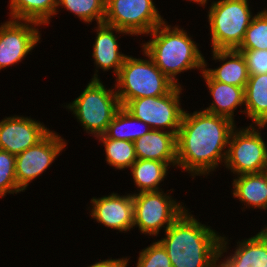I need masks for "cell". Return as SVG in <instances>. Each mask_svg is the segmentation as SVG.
Masks as SVG:
<instances>
[{"label":"cell","instance_id":"obj_1","mask_svg":"<svg viewBox=\"0 0 267 267\" xmlns=\"http://www.w3.org/2000/svg\"><path fill=\"white\" fill-rule=\"evenodd\" d=\"M236 127L231 119L204 110L184 111L176 135L177 167L196 176H208L225 163L228 142ZM194 176V177H193Z\"/></svg>","mask_w":267,"mask_h":267},{"label":"cell","instance_id":"obj_2","mask_svg":"<svg viewBox=\"0 0 267 267\" xmlns=\"http://www.w3.org/2000/svg\"><path fill=\"white\" fill-rule=\"evenodd\" d=\"M185 210L158 240L165 248L172 267H218L228 252L226 236L218 235L211 226L200 223Z\"/></svg>","mask_w":267,"mask_h":267},{"label":"cell","instance_id":"obj_3","mask_svg":"<svg viewBox=\"0 0 267 267\" xmlns=\"http://www.w3.org/2000/svg\"><path fill=\"white\" fill-rule=\"evenodd\" d=\"M147 35L153 39L142 43V49L175 85L181 86L178 74L193 69L203 71L204 56L184 28L165 21Z\"/></svg>","mask_w":267,"mask_h":267},{"label":"cell","instance_id":"obj_4","mask_svg":"<svg viewBox=\"0 0 267 267\" xmlns=\"http://www.w3.org/2000/svg\"><path fill=\"white\" fill-rule=\"evenodd\" d=\"M142 51L148 59L127 55L115 79L114 86L122 107L133 99L163 96L175 86L150 56Z\"/></svg>","mask_w":267,"mask_h":267},{"label":"cell","instance_id":"obj_5","mask_svg":"<svg viewBox=\"0 0 267 267\" xmlns=\"http://www.w3.org/2000/svg\"><path fill=\"white\" fill-rule=\"evenodd\" d=\"M90 81L84 91L66 107L73 112L86 133L97 137L106 132L122 106L114 87L106 88L101 80Z\"/></svg>","mask_w":267,"mask_h":267},{"label":"cell","instance_id":"obj_6","mask_svg":"<svg viewBox=\"0 0 267 267\" xmlns=\"http://www.w3.org/2000/svg\"><path fill=\"white\" fill-rule=\"evenodd\" d=\"M207 16L211 50L238 49L254 17L248 0L213 1Z\"/></svg>","mask_w":267,"mask_h":267},{"label":"cell","instance_id":"obj_7","mask_svg":"<svg viewBox=\"0 0 267 267\" xmlns=\"http://www.w3.org/2000/svg\"><path fill=\"white\" fill-rule=\"evenodd\" d=\"M266 125H252L232 130L223 166L239 176L267 170V142L261 136ZM260 129V130H259Z\"/></svg>","mask_w":267,"mask_h":267},{"label":"cell","instance_id":"obj_8","mask_svg":"<svg viewBox=\"0 0 267 267\" xmlns=\"http://www.w3.org/2000/svg\"><path fill=\"white\" fill-rule=\"evenodd\" d=\"M170 195L162 190L133 193V227L148 236H157L162 227L165 231L186 210Z\"/></svg>","mask_w":267,"mask_h":267},{"label":"cell","instance_id":"obj_9","mask_svg":"<svg viewBox=\"0 0 267 267\" xmlns=\"http://www.w3.org/2000/svg\"><path fill=\"white\" fill-rule=\"evenodd\" d=\"M182 86L175 85L167 94L158 97H142L130 100L124 108L151 129L177 134L184 114L180 94Z\"/></svg>","mask_w":267,"mask_h":267},{"label":"cell","instance_id":"obj_10","mask_svg":"<svg viewBox=\"0 0 267 267\" xmlns=\"http://www.w3.org/2000/svg\"><path fill=\"white\" fill-rule=\"evenodd\" d=\"M153 0H106L104 23L130 35H147L165 22Z\"/></svg>","mask_w":267,"mask_h":267},{"label":"cell","instance_id":"obj_11","mask_svg":"<svg viewBox=\"0 0 267 267\" xmlns=\"http://www.w3.org/2000/svg\"><path fill=\"white\" fill-rule=\"evenodd\" d=\"M66 145L64 138L51 130L37 144L17 154L15 172L18 187L25 192L35 178L46 172Z\"/></svg>","mask_w":267,"mask_h":267},{"label":"cell","instance_id":"obj_12","mask_svg":"<svg viewBox=\"0 0 267 267\" xmlns=\"http://www.w3.org/2000/svg\"><path fill=\"white\" fill-rule=\"evenodd\" d=\"M0 25V71L22 60L40 43V24L9 18Z\"/></svg>","mask_w":267,"mask_h":267},{"label":"cell","instance_id":"obj_13","mask_svg":"<svg viewBox=\"0 0 267 267\" xmlns=\"http://www.w3.org/2000/svg\"><path fill=\"white\" fill-rule=\"evenodd\" d=\"M51 130L38 120L9 116L0 121V149L17 155L41 141Z\"/></svg>","mask_w":267,"mask_h":267},{"label":"cell","instance_id":"obj_14","mask_svg":"<svg viewBox=\"0 0 267 267\" xmlns=\"http://www.w3.org/2000/svg\"><path fill=\"white\" fill-rule=\"evenodd\" d=\"M89 207L90 217L107 228L128 232L134 225L133 194L119 195L111 193L102 197H93Z\"/></svg>","mask_w":267,"mask_h":267},{"label":"cell","instance_id":"obj_15","mask_svg":"<svg viewBox=\"0 0 267 267\" xmlns=\"http://www.w3.org/2000/svg\"><path fill=\"white\" fill-rule=\"evenodd\" d=\"M95 32L97 34L94 44H93V52L92 57L94 59L95 64V73L92 76V80H100L98 77L97 69H102L103 71H108L109 69L113 71L115 77L118 76L120 68L124 64L126 54L120 52V45L118 44V37L120 34L122 35H130L126 31L118 29L116 27L107 25L105 23L97 24L95 27ZM119 34V36L115 34Z\"/></svg>","mask_w":267,"mask_h":267},{"label":"cell","instance_id":"obj_16","mask_svg":"<svg viewBox=\"0 0 267 267\" xmlns=\"http://www.w3.org/2000/svg\"><path fill=\"white\" fill-rule=\"evenodd\" d=\"M176 135L168 130L151 129L134 141L137 159L157 160L177 167Z\"/></svg>","mask_w":267,"mask_h":267},{"label":"cell","instance_id":"obj_17","mask_svg":"<svg viewBox=\"0 0 267 267\" xmlns=\"http://www.w3.org/2000/svg\"><path fill=\"white\" fill-rule=\"evenodd\" d=\"M212 58L220 63L218 68H207V62L204 57L203 70L215 81L245 87L249 79L247 65L240 51L230 50H212Z\"/></svg>","mask_w":267,"mask_h":267},{"label":"cell","instance_id":"obj_18","mask_svg":"<svg viewBox=\"0 0 267 267\" xmlns=\"http://www.w3.org/2000/svg\"><path fill=\"white\" fill-rule=\"evenodd\" d=\"M203 80L209 89L210 95L213 97L211 105L204 108V111L224 116L234 120V112L239 106H245L244 89L213 80L204 70L201 72Z\"/></svg>","mask_w":267,"mask_h":267},{"label":"cell","instance_id":"obj_19","mask_svg":"<svg viewBox=\"0 0 267 267\" xmlns=\"http://www.w3.org/2000/svg\"><path fill=\"white\" fill-rule=\"evenodd\" d=\"M233 197L248 208L267 210V170L260 173L243 174L232 182Z\"/></svg>","mask_w":267,"mask_h":267},{"label":"cell","instance_id":"obj_20","mask_svg":"<svg viewBox=\"0 0 267 267\" xmlns=\"http://www.w3.org/2000/svg\"><path fill=\"white\" fill-rule=\"evenodd\" d=\"M233 252L218 267H267V244L257 234L238 241Z\"/></svg>","mask_w":267,"mask_h":267},{"label":"cell","instance_id":"obj_21","mask_svg":"<svg viewBox=\"0 0 267 267\" xmlns=\"http://www.w3.org/2000/svg\"><path fill=\"white\" fill-rule=\"evenodd\" d=\"M244 98L245 108L240 112L252 120V125L267 126V74L249 75Z\"/></svg>","mask_w":267,"mask_h":267},{"label":"cell","instance_id":"obj_22","mask_svg":"<svg viewBox=\"0 0 267 267\" xmlns=\"http://www.w3.org/2000/svg\"><path fill=\"white\" fill-rule=\"evenodd\" d=\"M9 9L11 19L40 25L50 24V19L58 12L57 0H9Z\"/></svg>","mask_w":267,"mask_h":267},{"label":"cell","instance_id":"obj_23","mask_svg":"<svg viewBox=\"0 0 267 267\" xmlns=\"http://www.w3.org/2000/svg\"><path fill=\"white\" fill-rule=\"evenodd\" d=\"M168 165L162 161L137 159L130 167L136 193L163 190L159 186L168 174Z\"/></svg>","mask_w":267,"mask_h":267},{"label":"cell","instance_id":"obj_24","mask_svg":"<svg viewBox=\"0 0 267 267\" xmlns=\"http://www.w3.org/2000/svg\"><path fill=\"white\" fill-rule=\"evenodd\" d=\"M138 124V125H137ZM137 125V127H135ZM139 127V129H137ZM151 130L150 126L135 118L127 109L121 107L108 125L104 135L107 138L134 142Z\"/></svg>","mask_w":267,"mask_h":267},{"label":"cell","instance_id":"obj_25","mask_svg":"<svg viewBox=\"0 0 267 267\" xmlns=\"http://www.w3.org/2000/svg\"><path fill=\"white\" fill-rule=\"evenodd\" d=\"M95 139L105 147L106 163L114 169L130 168L137 160L134 142L107 138L104 134Z\"/></svg>","mask_w":267,"mask_h":267},{"label":"cell","instance_id":"obj_26","mask_svg":"<svg viewBox=\"0 0 267 267\" xmlns=\"http://www.w3.org/2000/svg\"><path fill=\"white\" fill-rule=\"evenodd\" d=\"M61 6L85 23H104L106 0H57V8Z\"/></svg>","mask_w":267,"mask_h":267},{"label":"cell","instance_id":"obj_27","mask_svg":"<svg viewBox=\"0 0 267 267\" xmlns=\"http://www.w3.org/2000/svg\"><path fill=\"white\" fill-rule=\"evenodd\" d=\"M267 50V10L254 15L237 50Z\"/></svg>","mask_w":267,"mask_h":267},{"label":"cell","instance_id":"obj_28","mask_svg":"<svg viewBox=\"0 0 267 267\" xmlns=\"http://www.w3.org/2000/svg\"><path fill=\"white\" fill-rule=\"evenodd\" d=\"M16 155L0 149V197L23 192L16 182Z\"/></svg>","mask_w":267,"mask_h":267},{"label":"cell","instance_id":"obj_29","mask_svg":"<svg viewBox=\"0 0 267 267\" xmlns=\"http://www.w3.org/2000/svg\"><path fill=\"white\" fill-rule=\"evenodd\" d=\"M136 267H172V264L165 248L157 240L139 251Z\"/></svg>","mask_w":267,"mask_h":267},{"label":"cell","instance_id":"obj_30","mask_svg":"<svg viewBox=\"0 0 267 267\" xmlns=\"http://www.w3.org/2000/svg\"><path fill=\"white\" fill-rule=\"evenodd\" d=\"M242 53L249 75L267 74V50H238Z\"/></svg>","mask_w":267,"mask_h":267},{"label":"cell","instance_id":"obj_31","mask_svg":"<svg viewBox=\"0 0 267 267\" xmlns=\"http://www.w3.org/2000/svg\"><path fill=\"white\" fill-rule=\"evenodd\" d=\"M128 257L125 256L122 257V258H116V259H105V260H101L99 262L96 261V263L94 264H91L90 266L88 267H127L129 264V260L131 257Z\"/></svg>","mask_w":267,"mask_h":267},{"label":"cell","instance_id":"obj_32","mask_svg":"<svg viewBox=\"0 0 267 267\" xmlns=\"http://www.w3.org/2000/svg\"><path fill=\"white\" fill-rule=\"evenodd\" d=\"M256 234L267 244V225Z\"/></svg>","mask_w":267,"mask_h":267},{"label":"cell","instance_id":"obj_33","mask_svg":"<svg viewBox=\"0 0 267 267\" xmlns=\"http://www.w3.org/2000/svg\"><path fill=\"white\" fill-rule=\"evenodd\" d=\"M188 1V0H187ZM190 2H195V3H199L198 5H200V6H205L206 4H207V1H209V0H189Z\"/></svg>","mask_w":267,"mask_h":267}]
</instances>
